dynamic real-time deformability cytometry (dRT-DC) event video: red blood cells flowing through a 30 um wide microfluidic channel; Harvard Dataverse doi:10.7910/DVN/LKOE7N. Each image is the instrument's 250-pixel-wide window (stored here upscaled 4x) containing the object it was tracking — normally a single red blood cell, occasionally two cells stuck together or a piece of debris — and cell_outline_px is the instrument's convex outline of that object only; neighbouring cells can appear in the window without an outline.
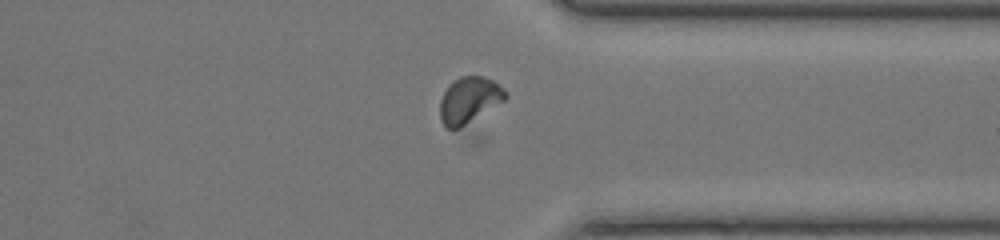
{"species": "common noctule bat (a hibernating species)", "species_latin": "Nyctalus noctula", "temperature_condition": "room temperature", "stored_images_in_passage": 57, "camera_frame_rate_fps": 3000, "um_per_image_px": 0.085, "animal": {"sex": "female", "body_mass_g": 17.0, "forearm_length_mm": 48.0}, "frame": {"image": 1, "passage_image": 44, "time_ms": 14.333, "image_size_px": [1000, 240], "cell_outline_px": [[508, 96], [504, 100], [460, 128], [448, 128], [444, 124], [440, 116], [440, 100], [448, 84], [452, 80], [460, 76], [484, 76], [492, 80], [504, 88], [508, 92]], "centroid_in_image_um": [39.88, 8.47], "position_along_channel_um": 371.5, "area_um2": 17.51}}